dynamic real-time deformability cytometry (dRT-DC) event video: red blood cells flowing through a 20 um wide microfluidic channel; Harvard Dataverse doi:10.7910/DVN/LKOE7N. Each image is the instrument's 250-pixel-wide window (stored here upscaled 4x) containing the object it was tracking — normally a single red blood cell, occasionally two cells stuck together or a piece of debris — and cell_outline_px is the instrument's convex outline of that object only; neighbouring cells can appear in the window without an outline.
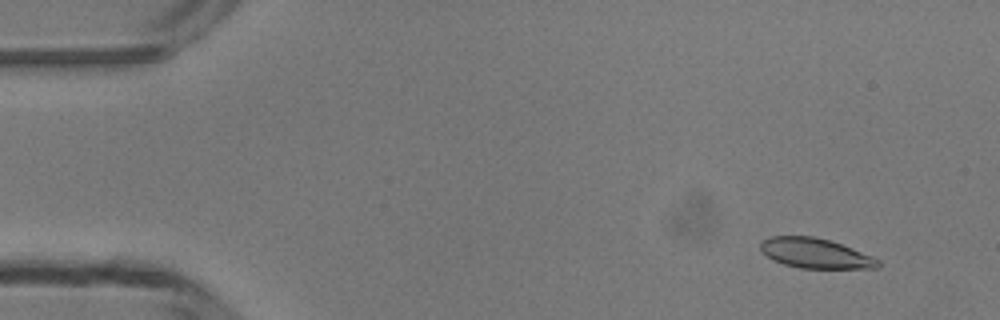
{"species": "common noctule bat (a hibernating species)", "species_latin": "Nyctalus noctula", "temperature_condition": "room temperature", "stored_images_in_passage": 49, "camera_frame_rate_fps": 3000, "um_per_image_px": 0.085, "animal": {"sex": "male", "body_mass_g": 13.3}, "frame": {"image": 1, "passage_image": 4, "time_ms": 1.0, "image_size_px": [1000, 320], "cell_outline_px": [[880, 268], [800, 268], [784, 264], [772, 260], [760, 252], [760, 244], [768, 236], [812, 236], [828, 240], [852, 248], [872, 256], [880, 260]], "centroid_in_image_um": [69.28, 21.53], "position_along_channel_um": 15.7, "area_um2": 20.52}}
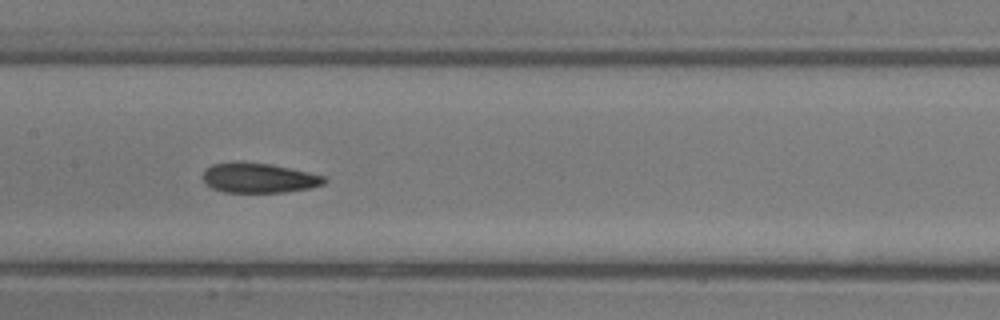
{"frame": {"image": 2, "passage_image": 24, "time_ms": 7.667, "image_size_px": [1000, 320], "cell_outline_px": [[328, 180], [324, 184], [312, 188], [284, 192], [224, 192], [212, 188], [204, 184], [200, 176], [204, 168], [212, 164], [232, 160], [240, 160], [268, 164], [328, 176]], "centroid_in_image_um": [21.93, 15.1], "position_along_channel_um": 185.5, "area_um2": 21.79}}
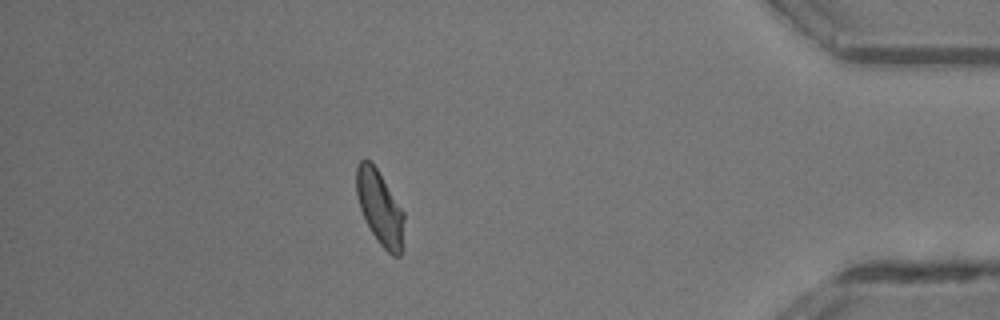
{"frame": {"image": 3, "passage_image": 43, "time_ms": 14.0, "image_size_px": [1000, 320], "cell_outline_px": [[404, 220], [400, 256], [392, 256], [380, 244], [372, 232], [360, 208], [356, 196], [356, 164], [364, 156], [376, 168], [404, 212]], "centroid_in_image_um": [32.26, 17.62], "position_along_channel_um": 402.9, "area_um2": 20.29}, "authors_computed_cell_mechanics": {"area_um2": 20.9814, "velocity_mm_per_s": 4.1811, "shape_relaxation_time_tau1_ms": 6.1358, "shape_relaxation_time_tau2_ms": 1.9199, "deformation_change_tau1": 0.1834, "deformation_change_tau2": 0.0861}}